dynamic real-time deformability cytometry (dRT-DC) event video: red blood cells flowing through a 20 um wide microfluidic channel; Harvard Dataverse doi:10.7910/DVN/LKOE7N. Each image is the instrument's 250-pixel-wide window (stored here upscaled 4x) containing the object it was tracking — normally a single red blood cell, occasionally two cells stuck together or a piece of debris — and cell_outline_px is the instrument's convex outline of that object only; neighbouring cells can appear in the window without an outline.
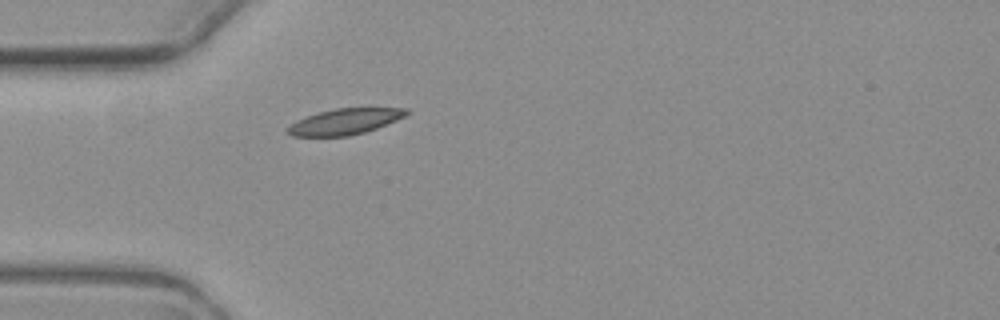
{"species": "common noctule bat (a hibernating species)", "species_latin": "Nyctalus noctula", "temperature_condition": "warm", "stored_images_in_passage": 1, "camera_frame_rate_fps": 3000, "um_per_image_px": 0.085, "animal": {"sex": "female", "body_mass_g": 19.3, "forearm_length_mm": 54.1}, "frame": {"image": 1, "passage_image": 1, "time_ms": 0.0, "image_size_px": [1000, 320], "cell_outline_px": [[412, 112], [396, 120], [376, 128], [364, 132], [348, 136], [292, 136], [284, 132], [284, 128], [296, 120], [320, 112], [336, 108], [408, 108]], "centroid_in_image_um": [29.27, 10.34], "position_along_channel_um": 55.7, "area_um2": 17.92}}